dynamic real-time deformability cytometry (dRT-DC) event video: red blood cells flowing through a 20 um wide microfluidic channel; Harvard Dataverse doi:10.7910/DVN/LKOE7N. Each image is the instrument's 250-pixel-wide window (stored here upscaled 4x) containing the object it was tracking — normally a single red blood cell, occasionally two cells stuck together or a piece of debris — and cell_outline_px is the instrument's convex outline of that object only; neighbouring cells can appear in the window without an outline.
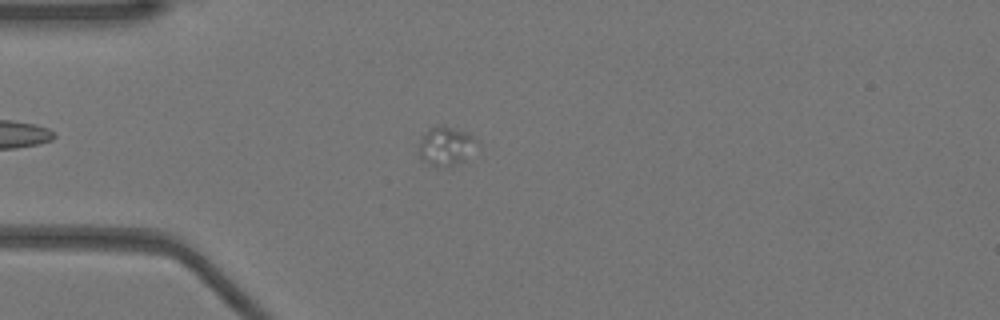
{"species": "Egyptian fruit bat (a non-hibernating species)", "species_latin": "Rousettus aegyptiacus", "temperature_condition": "warm", "stored_images_in_passage": 21, "camera_frame_rate_fps": 3000, "um_per_image_px": 0.085, "animal": {"sex": "female"}, "frame": {"image": 1, "passage_image": 10, "time_ms": 3.0, "image_size_px": [1000, 320], "cell_outline_px": [[476, 140], [464, 160], [456, 164], [436, 168], [420, 160], [416, 152], [416, 148], [420, 140], [428, 128], [440, 124], [468, 132]], "centroid_in_image_um": [37.77, 12.41], "position_along_channel_um": 47.2, "area_um2": 13.24}}
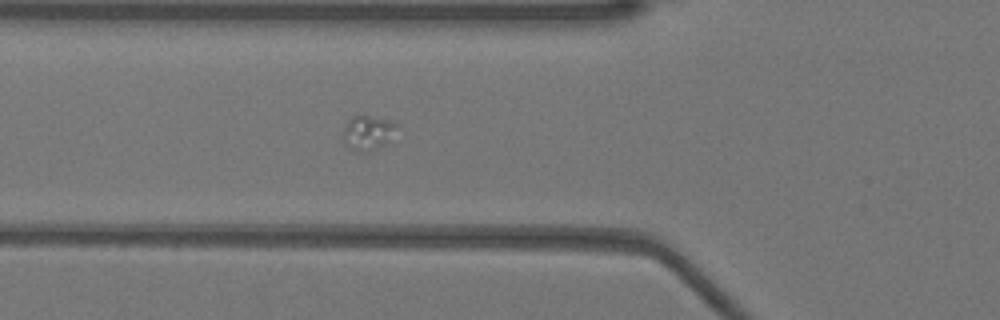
{"frame": {"image": 2, "passage_image": 15, "time_ms": 4.667, "image_size_px": [1000, 320], "cell_outline_px": [[400, 124], [384, 144], [360, 152], [356, 152], [344, 144], [344, 128], [348, 120], [352, 116], [368, 116], [388, 120]], "centroid_in_image_um": [31.24, 11.26], "position_along_channel_um": 94.6, "area_um2": 10.35}}